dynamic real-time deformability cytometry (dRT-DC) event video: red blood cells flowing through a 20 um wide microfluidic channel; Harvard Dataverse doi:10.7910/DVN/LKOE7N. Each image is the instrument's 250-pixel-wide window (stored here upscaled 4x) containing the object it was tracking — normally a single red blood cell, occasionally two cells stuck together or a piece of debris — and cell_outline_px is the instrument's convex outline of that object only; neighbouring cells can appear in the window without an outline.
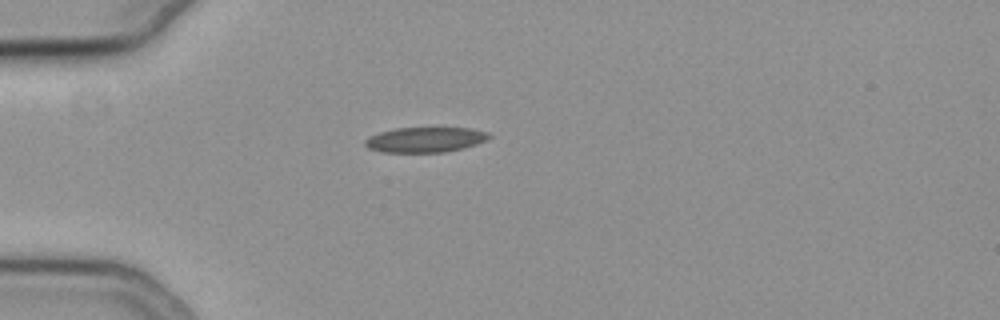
{"species": "common noctule bat (a hibernating species)", "species_latin": "Nyctalus noctula", "temperature_condition": "cold", "stored_images_in_passage": 41, "camera_frame_rate_fps": 3000, "um_per_image_px": 0.085, "animal": {"sex": "female", "body_mass_g": 19.3, "forearm_length_mm": 54.1}, "frame": {"image": 1, "passage_image": 1, "time_ms": 0.0, "image_size_px": [1000, 320], "cell_outline_px": [[492, 136], [476, 144], [464, 148], [444, 152], [380, 152], [368, 148], [364, 144], [364, 140], [368, 136], [380, 132], [396, 128], [468, 128], [488, 132]], "centroid_in_image_um": [36.1, 11.87], "position_along_channel_um": 48.9, "area_um2": 18.15}}
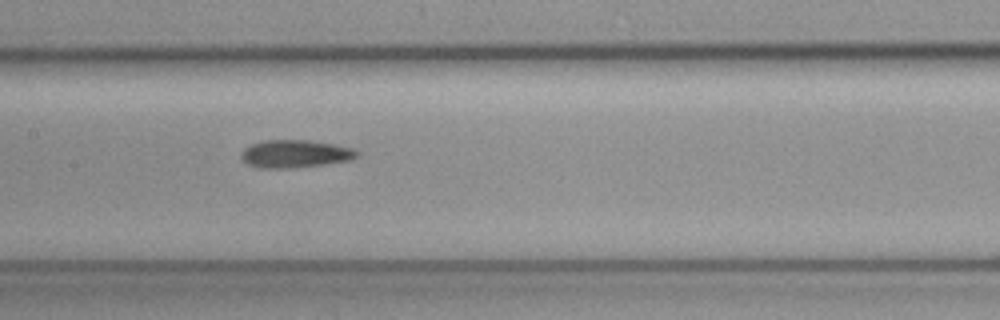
{"frame": {"image": 2, "passage_image": 13, "time_ms": 4.0, "image_size_px": [1000, 320], "cell_outline_px": [[360, 152], [356, 156], [348, 160], [320, 164], [288, 168], [260, 168], [248, 164], [240, 156], [240, 152], [244, 148], [252, 144], [264, 140], [308, 140], [332, 144], [352, 148]], "centroid_in_image_um": [25.03, 13.06], "position_along_channel_um": 182.4, "area_um2": 18.38}}
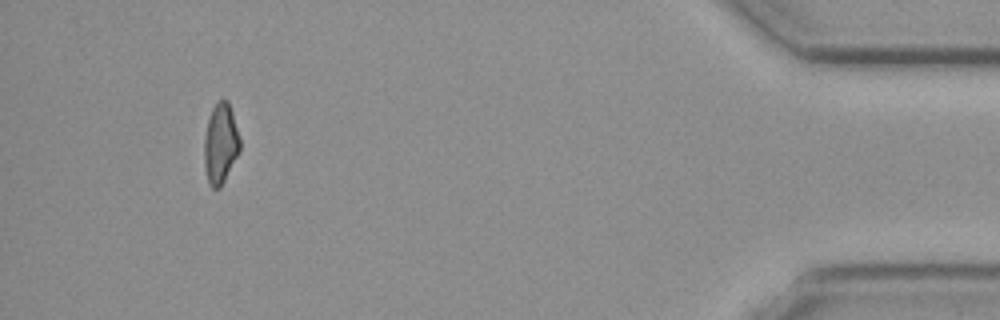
{"frame": {"image": 3, "passage_image": 37, "time_ms": 12.0, "image_size_px": [1000, 320], "cell_outline_px": [[240, 148], [220, 188], [212, 188], [208, 184], [204, 168], [204, 136], [208, 120], [212, 108], [224, 96], [228, 100], [232, 112], [240, 140]], "centroid_in_image_um": [18.72, 12.19], "position_along_channel_um": 416.5, "area_um2": 16.59}, "authors_computed_cell_mechanics": {"area_um2": 18.0336, "velocity_mm_per_s": 3.7792, "shape_relaxation_time_tau1_ms": null, "shape_relaxation_time_tau2_ms": 3.4882, "deformation_change_tau1": null, "deformation_change_tau2": 0.1178}}